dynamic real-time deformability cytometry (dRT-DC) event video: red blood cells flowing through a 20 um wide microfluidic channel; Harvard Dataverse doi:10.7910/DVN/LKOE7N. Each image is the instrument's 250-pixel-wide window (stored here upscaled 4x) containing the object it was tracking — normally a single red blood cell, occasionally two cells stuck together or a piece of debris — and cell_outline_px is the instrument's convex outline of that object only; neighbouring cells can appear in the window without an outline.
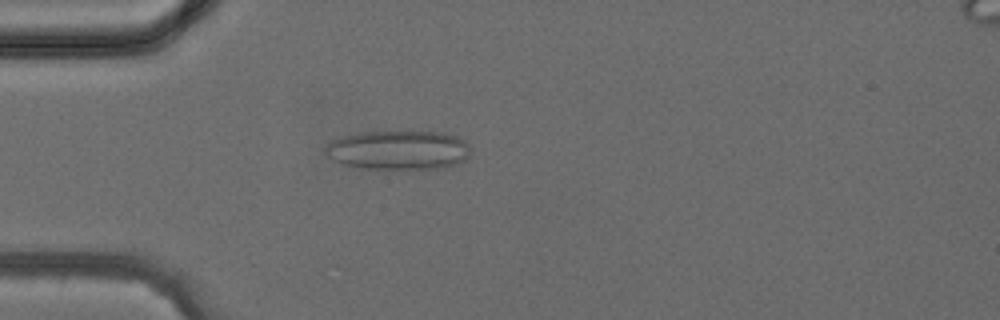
{"species": "common noctule bat (a hibernating species)", "species_latin": "Nyctalus noctula", "temperature_condition": "cold", "stored_images_in_passage": 42, "camera_frame_rate_fps": 3000, "um_per_image_px": 0.085, "animal": {"sex": "female", "body_mass_g": 24.6, "forearm_length_mm": 56.2}, "frame": {"image": 1, "passage_image": 12, "time_ms": 3.667, "image_size_px": [1000, 320], "cell_outline_px": [[468, 156], [460, 164], [444, 168], [412, 172], [396, 172], [360, 168], [344, 164], [328, 156], [324, 152], [324, 148], [332, 140], [340, 136], [360, 132], [444, 132], [456, 136], [464, 140], [468, 144]], "centroid_in_image_um": [33.88, 12.82], "position_along_channel_um": 51.1, "area_um2": 34.51}}
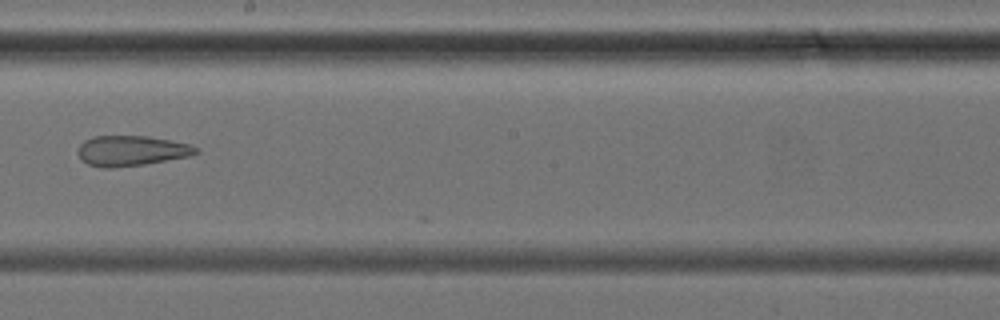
{"frame": {"image": 2, "passage_image": 24, "time_ms": 7.667, "image_size_px": [1000, 320], "cell_outline_px": [[200, 152], [192, 156], [144, 164], [112, 168], [100, 168], [88, 164], [76, 152], [80, 144], [84, 140], [96, 136], [148, 136], [192, 144], [200, 148]], "centroid_in_image_um": [11.22, 12.81], "position_along_channel_um": 237.0, "area_um2": 21.04}}
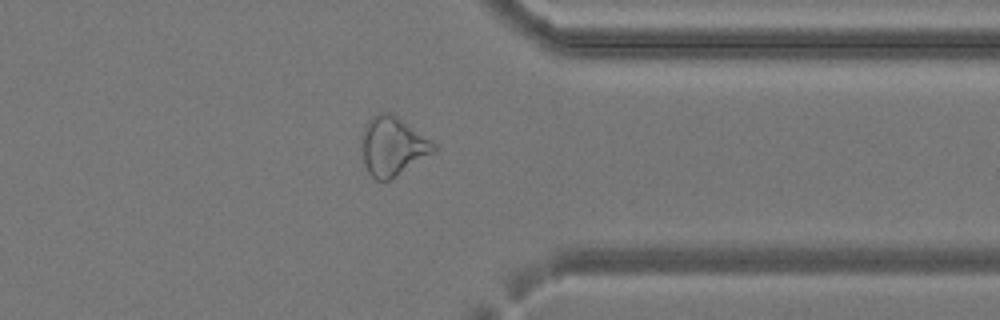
{"frame": {"image": 3, "passage_image": 33, "time_ms": 10.667, "image_size_px": [1000, 320], "cell_outline_px": [[440, 148], [436, 152], [388, 180], [376, 180], [368, 172], [364, 164], [360, 144], [360, 136], [364, 124], [372, 116], [380, 112], [392, 112], [432, 140]], "centroid_in_image_um": [33.37, 12.39], "position_along_channel_um": 378.0, "area_um2": 25.26}}